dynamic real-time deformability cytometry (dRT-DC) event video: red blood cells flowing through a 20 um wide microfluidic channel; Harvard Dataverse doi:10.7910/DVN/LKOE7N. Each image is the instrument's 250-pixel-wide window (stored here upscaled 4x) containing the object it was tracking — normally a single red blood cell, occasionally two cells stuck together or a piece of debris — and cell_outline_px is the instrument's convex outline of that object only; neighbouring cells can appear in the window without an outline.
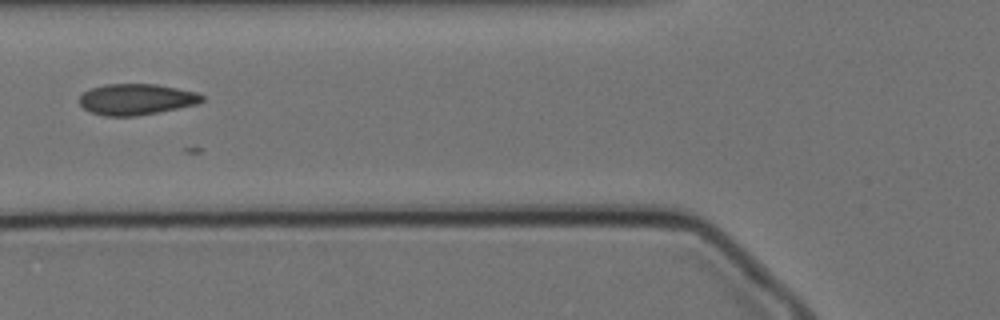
{"species": "Egyptian fruit bat (a non-hibernating species)", "species_latin": "Rousettus aegyptiacus", "temperature_condition": "cold", "stored_images_in_passage": 15, "camera_frame_rate_fps": 3000, "um_per_image_px": 0.085, "animal": {"sex": "female"}, "frame": {"image": 1, "passage_image": 5, "time_ms": 1.333, "image_size_px": [1000, 320], "cell_outline_px": [[204, 100], [196, 104], [136, 116], [104, 116], [92, 112], [84, 108], [80, 104], [80, 96], [84, 92], [92, 88], [104, 84], [156, 84], [196, 92], [204, 96]], "centroid_in_image_um": [11.57, 8.44], "position_along_channel_um": 114.2, "area_um2": 21.91}}
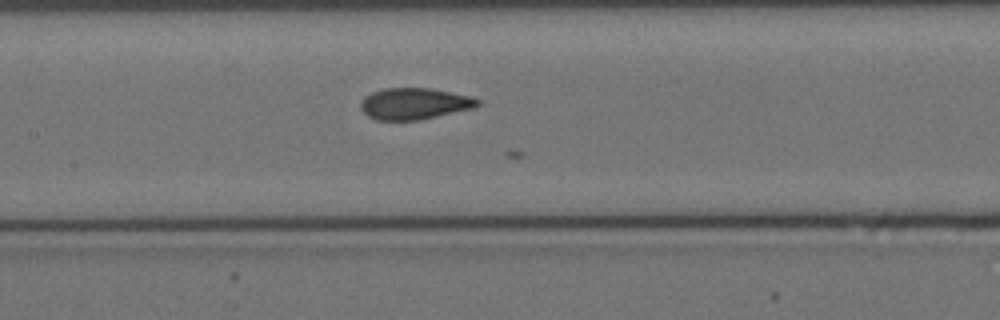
{"frame": {"image": 2, "passage_image": 10, "time_ms": 3.0, "image_size_px": [1000, 320], "cell_outline_px": [[480, 104], [476, 108], [420, 120], [376, 120], [368, 116], [360, 108], [360, 100], [364, 96], [372, 92], [384, 88], [432, 88], [468, 96], [480, 100]], "centroid_in_image_um": [35.21, 8.82], "position_along_channel_um": 172.2, "area_um2": 21.62}}
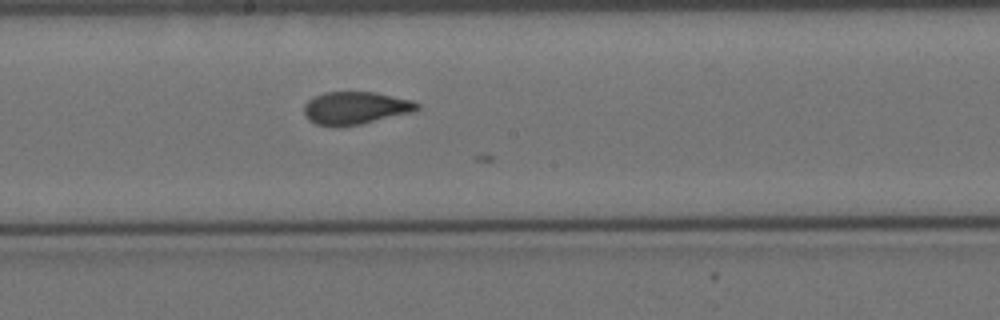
{"frame": {"image": 3, "passage_image": 14, "time_ms": 4.333, "image_size_px": [1000, 320], "cell_outline_px": [[420, 108], [412, 112], [360, 124], [336, 128], [316, 124], [308, 120], [304, 116], [304, 104], [308, 100], [324, 92], [376, 92], [412, 100], [420, 104]], "centroid_in_image_um": [30.18, 9.19], "position_along_channel_um": 218.0, "area_um2": 21.73}}